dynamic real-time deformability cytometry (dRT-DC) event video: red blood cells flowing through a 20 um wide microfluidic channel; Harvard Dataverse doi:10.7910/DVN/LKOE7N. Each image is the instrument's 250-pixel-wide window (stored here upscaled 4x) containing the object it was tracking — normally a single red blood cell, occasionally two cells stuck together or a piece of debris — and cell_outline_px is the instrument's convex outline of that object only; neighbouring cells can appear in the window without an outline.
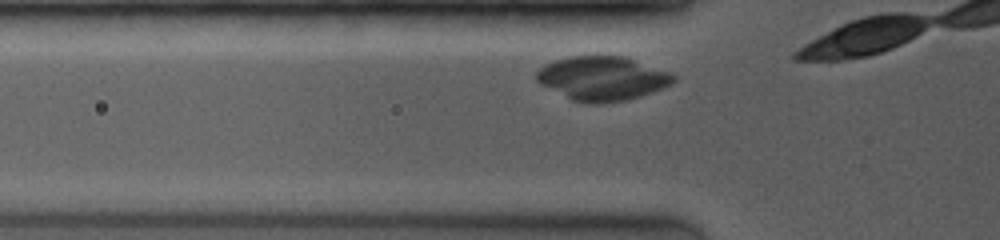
{"species": "common noctule bat (a hibernating species)", "species_latin": "Nyctalus noctula", "temperature_condition": "room temperature", "stored_images_in_passage": 6, "camera_frame_rate_fps": 4000, "um_per_image_px": 0.085, "animal": {"sex": "female", "body_mass_g": 19.0, "forearm_length_mm": 53.3}, "frame": {"image": 1, "passage_image": 3, "time_ms": 0.5, "image_size_px": [1000, 240], "cell_outline_px": [[676, 76], [668, 84], [652, 92], [628, 100], [600, 104], [588, 104], [572, 100], [540, 84], [536, 80], [536, 72], [540, 68], [556, 60], [572, 56], [624, 56], [668, 72]], "centroid_in_image_um": [51.15, 6.68], "position_along_channel_um": 74.6, "area_um2": 34.74}}